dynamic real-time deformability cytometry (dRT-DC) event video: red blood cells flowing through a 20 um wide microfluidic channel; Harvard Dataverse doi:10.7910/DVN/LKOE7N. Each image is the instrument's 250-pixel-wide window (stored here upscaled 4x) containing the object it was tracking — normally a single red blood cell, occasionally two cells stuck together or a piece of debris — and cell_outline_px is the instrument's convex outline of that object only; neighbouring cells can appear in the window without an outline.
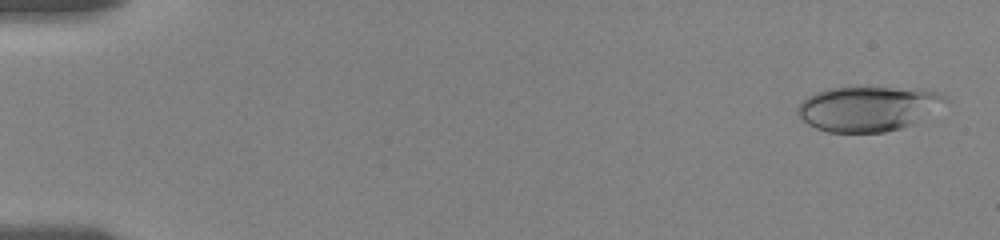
{"species": "human", "species_latin": "Homo sapiens", "temperature_condition": "room temperature", "stored_images_in_passage": 50, "camera_frame_rate_fps": 3000, "um_per_image_px": 0.085, "donor": {"sex": "female"}, "frame": {"image": 1, "passage_image": 3, "time_ms": 0.333, "image_size_px": [1000, 240], "cell_outline_px": [[948, 100], [912, 124], [900, 128], [884, 132], [828, 132], [816, 128], [808, 124], [796, 112], [796, 108], [808, 96], [816, 92], [828, 88], [888, 88], [936, 92], [944, 96]], "centroid_in_image_um": [73.69, 9.25], "position_along_channel_um": 11.3, "area_um2": 37.57}}
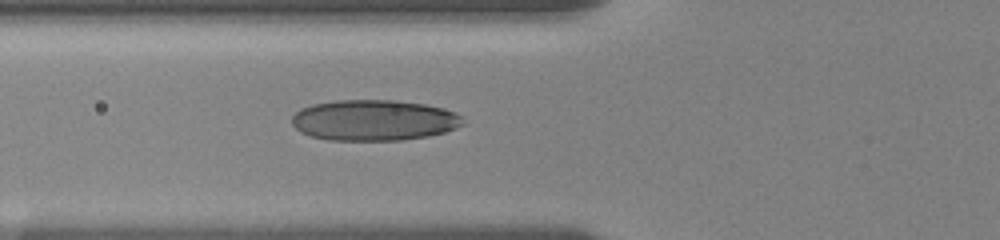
{"frame": {"image": 2, "passage_image": 29, "time_ms": 6.667, "image_size_px": [1000, 240], "cell_outline_px": [[464, 124], [456, 128], [444, 132], [428, 136], [400, 140], [328, 140], [312, 136], [300, 132], [292, 124], [292, 116], [300, 108], [312, 104], [336, 100], [396, 100], [424, 104], [444, 108], [456, 112], [460, 116]], "centroid_in_image_um": [31.77, 10.21], "position_along_channel_um": 94.0, "area_um2": 40.81}}
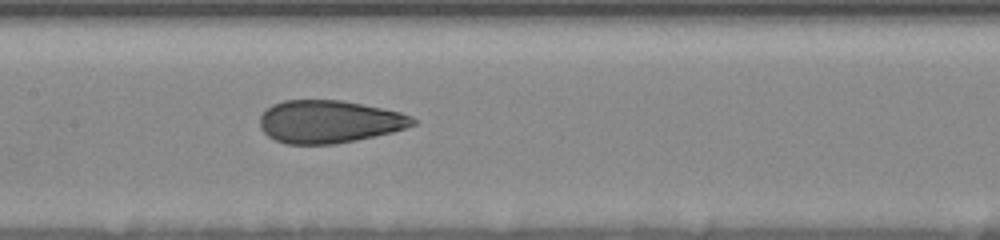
{"frame": {"image": 3, "passage_image": 48, "time_ms": 9.0, "image_size_px": [1000, 240], "cell_outline_px": [[416, 124], [392, 132], [356, 140], [332, 144], [288, 144], [276, 140], [268, 136], [260, 128], [260, 116], [272, 104], [284, 100], [340, 100], [400, 112], [412, 116], [416, 120]], "centroid_in_image_um": [27.96, 10.34], "position_along_channel_um": 179.4, "area_um2": 37.8}}